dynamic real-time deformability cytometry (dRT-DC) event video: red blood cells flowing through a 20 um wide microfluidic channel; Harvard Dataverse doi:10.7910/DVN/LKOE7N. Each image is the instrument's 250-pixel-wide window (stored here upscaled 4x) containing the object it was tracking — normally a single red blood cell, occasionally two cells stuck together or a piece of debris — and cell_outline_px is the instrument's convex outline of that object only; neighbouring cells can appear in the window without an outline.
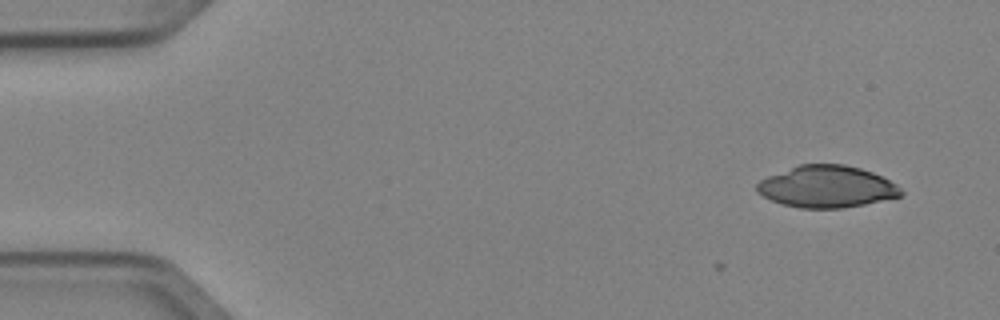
{"species": "Egyptian fruit bat (a non-hibernating species)", "species_latin": "Rousettus aegyptiacus", "temperature_condition": "cold", "stored_images_in_passage": 5, "camera_frame_rate_fps": 3000, "um_per_image_px": 0.085, "animal": {"sex": "female"}, "frame": {"image": 1, "passage_image": 1, "time_ms": 0.0, "image_size_px": [1000, 320], "cell_outline_px": [[904, 196], [864, 204], [840, 208], [800, 208], [780, 204], [756, 192], [756, 184], [760, 180], [768, 176], [800, 164], [844, 164], [860, 168], [872, 172], [896, 184], [904, 192]], "centroid_in_image_um": [70.28, 15.87], "position_along_channel_um": 14.7, "area_um2": 35.08}}